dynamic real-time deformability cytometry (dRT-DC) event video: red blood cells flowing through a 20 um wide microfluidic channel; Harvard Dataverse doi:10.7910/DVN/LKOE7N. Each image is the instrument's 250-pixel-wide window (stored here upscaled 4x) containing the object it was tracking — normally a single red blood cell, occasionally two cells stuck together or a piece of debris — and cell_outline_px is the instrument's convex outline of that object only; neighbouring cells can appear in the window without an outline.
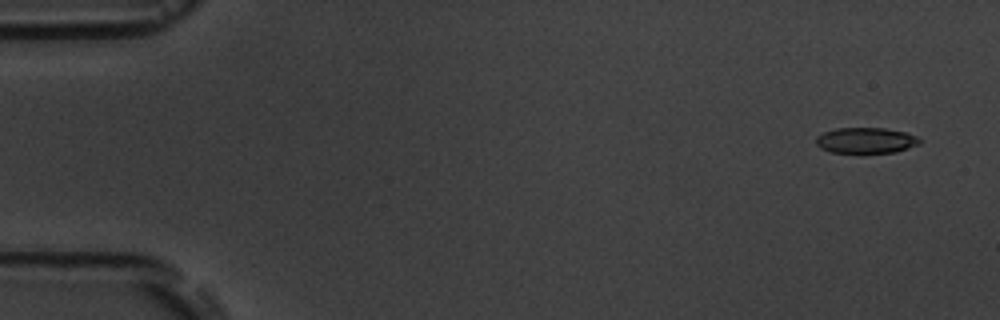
{"species": "common noctule bat (a hibernating species)", "species_latin": "Nyctalus noctula", "temperature_condition": "room temperature", "stored_images_in_passage": 4, "camera_frame_rate_fps": 3000, "um_per_image_px": 0.085, "animal": {"sex": "male", "body_mass_g": 19.5, "forearm_length_mm": 54.6}, "frame": {"image": 1, "passage_image": 1, "time_ms": 0.0, "image_size_px": [1000, 320], "cell_outline_px": [[920, 144], [896, 152], [832, 152], [820, 148], [816, 144], [816, 136], [824, 132], [836, 128], [884, 128], [904, 132], [916, 136], [920, 140]], "centroid_in_image_um": [73.58, 11.93], "position_along_channel_um": 11.4, "area_um2": 15.37}}
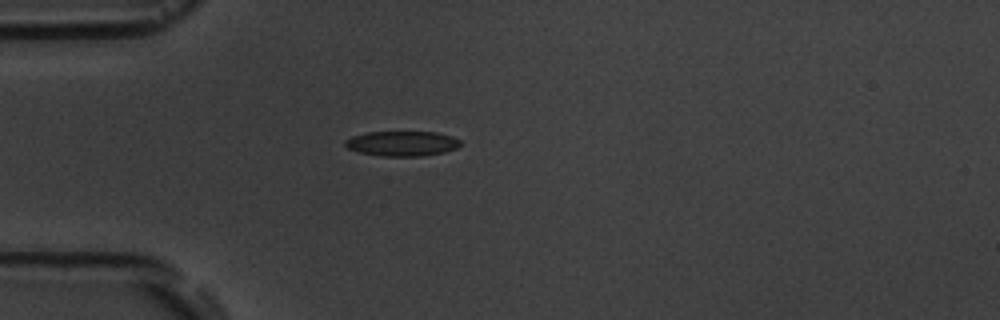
{"frame": {"image": 2, "passage_image": 4, "time_ms": 4.333, "image_size_px": [1000, 320], "cell_outline_px": [[460, 144], [456, 148], [444, 152], [420, 156], [384, 156], [360, 152], [348, 148], [344, 144], [344, 140], [352, 136], [368, 132], [436, 132], [452, 136], [460, 140]], "centroid_in_image_um": [34.17, 12.19], "position_along_channel_um": 50.8, "area_um2": 16.65}}